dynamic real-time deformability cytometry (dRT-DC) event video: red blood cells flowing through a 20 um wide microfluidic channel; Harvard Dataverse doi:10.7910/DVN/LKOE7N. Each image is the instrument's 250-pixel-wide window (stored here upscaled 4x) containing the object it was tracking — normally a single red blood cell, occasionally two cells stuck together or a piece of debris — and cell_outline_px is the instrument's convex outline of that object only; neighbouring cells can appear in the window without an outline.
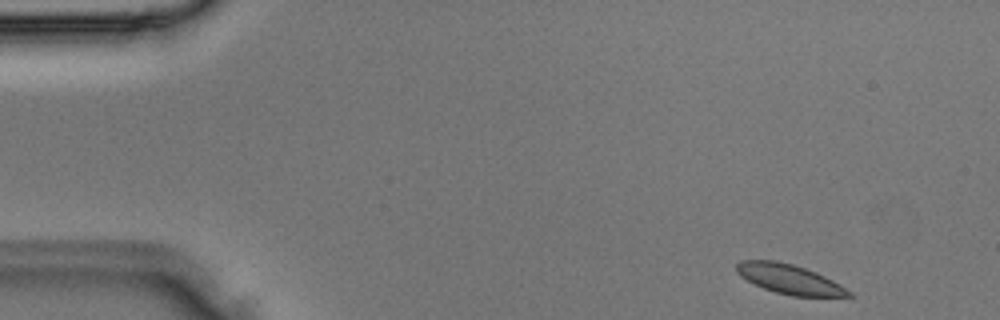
{"species": "Egyptian fruit bat (a non-hibernating species)", "species_latin": "Rousettus aegyptiacus", "temperature_condition": "room temperature", "stored_images_in_passage": 3, "camera_frame_rate_fps": 3000, "um_per_image_px": 0.085, "animal": {"sex": "male"}, "frame": {"image": 1, "passage_image": 1, "time_ms": 0.0, "image_size_px": [1000, 320], "cell_outline_px": [[852, 296], [792, 296], [776, 292], [764, 288], [740, 276], [736, 272], [736, 264], [740, 260], [776, 260], [792, 264], [816, 272], [840, 284], [852, 292]], "centroid_in_image_um": [67.08, 23.71], "position_along_channel_um": 17.9, "area_um2": 19.13}}
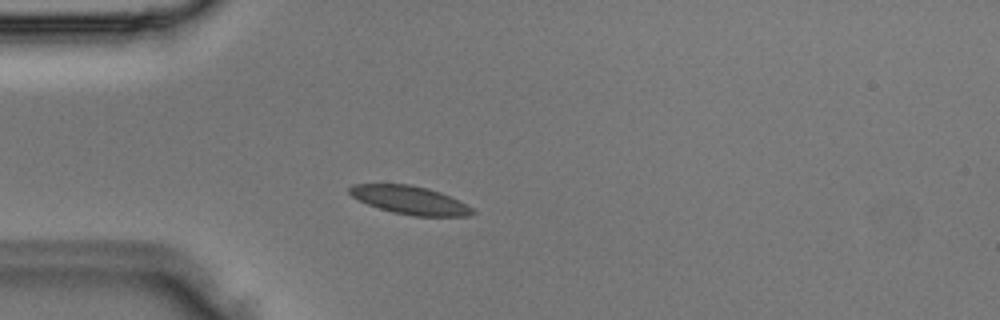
{"frame": {"image": 2, "passage_image": 3, "time_ms": 0.667, "image_size_px": [1000, 320], "cell_outline_px": [[476, 212], [472, 216], [412, 216], [392, 212], [368, 204], [352, 196], [348, 192], [348, 188], [352, 184], [408, 184], [428, 188], [440, 192], [468, 204]], "centroid_in_image_um": [34.87, 17.01], "position_along_channel_um": 50.1, "area_um2": 20.29}}